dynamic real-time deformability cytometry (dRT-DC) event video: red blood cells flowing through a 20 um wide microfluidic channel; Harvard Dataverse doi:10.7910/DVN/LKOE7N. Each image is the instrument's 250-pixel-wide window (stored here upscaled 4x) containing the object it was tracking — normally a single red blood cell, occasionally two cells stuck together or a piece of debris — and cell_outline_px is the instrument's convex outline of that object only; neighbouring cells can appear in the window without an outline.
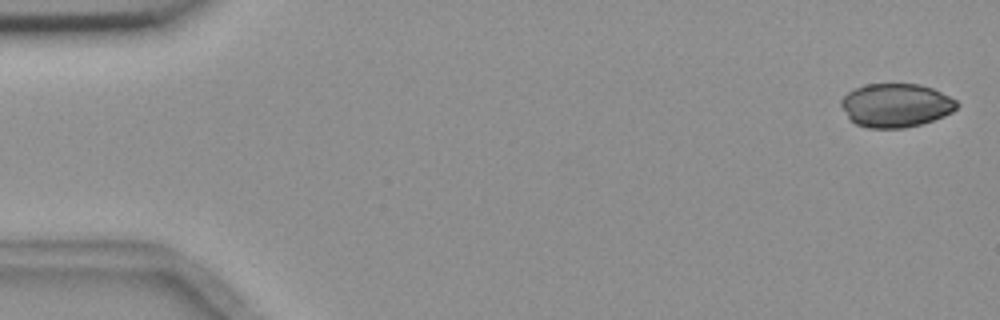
{"species": "common noctule bat (a hibernating species)", "species_latin": "Nyctalus noctula", "temperature_condition": "room temperature", "stored_images_in_passage": 5, "camera_frame_rate_fps": 3000, "um_per_image_px": 0.085, "animal": {"sex": "female", "body_mass_g": 18.4}, "frame": {"image": 1, "passage_image": 1, "time_ms": 0.0, "image_size_px": [1000, 320], "cell_outline_px": [[960, 104], [952, 112], [944, 116], [920, 124], [904, 128], [868, 128], [856, 124], [848, 116], [840, 104], [840, 100], [848, 92], [856, 88], [868, 84], [920, 84], [932, 88], [956, 100]], "centroid_in_image_um": [76.15, 8.95], "position_along_channel_um": 8.8, "area_um2": 29.25}}
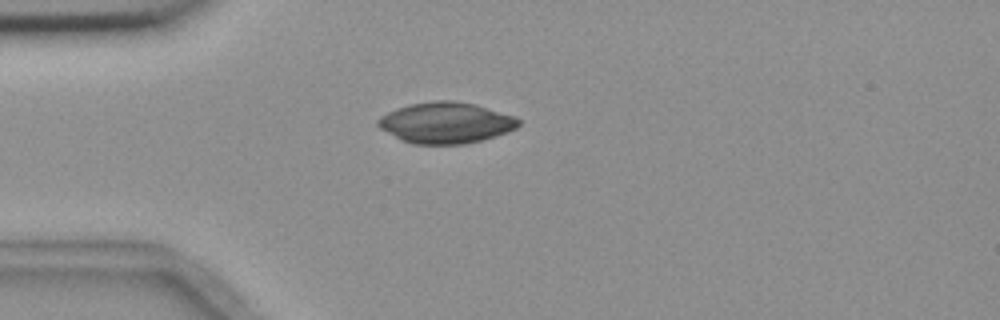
{"frame": {"image": 2, "passage_image": 5, "time_ms": 4.333, "image_size_px": [1000, 320], "cell_outline_px": [[520, 124], [516, 128], [508, 132], [496, 136], [464, 144], [412, 144], [400, 140], [380, 128], [376, 124], [376, 120], [380, 116], [396, 108], [408, 104], [436, 100], [452, 100], [476, 104], [516, 116], [520, 120]], "centroid_in_image_um": [37.89, 10.43], "position_along_channel_um": 47.1, "area_um2": 33.93}}